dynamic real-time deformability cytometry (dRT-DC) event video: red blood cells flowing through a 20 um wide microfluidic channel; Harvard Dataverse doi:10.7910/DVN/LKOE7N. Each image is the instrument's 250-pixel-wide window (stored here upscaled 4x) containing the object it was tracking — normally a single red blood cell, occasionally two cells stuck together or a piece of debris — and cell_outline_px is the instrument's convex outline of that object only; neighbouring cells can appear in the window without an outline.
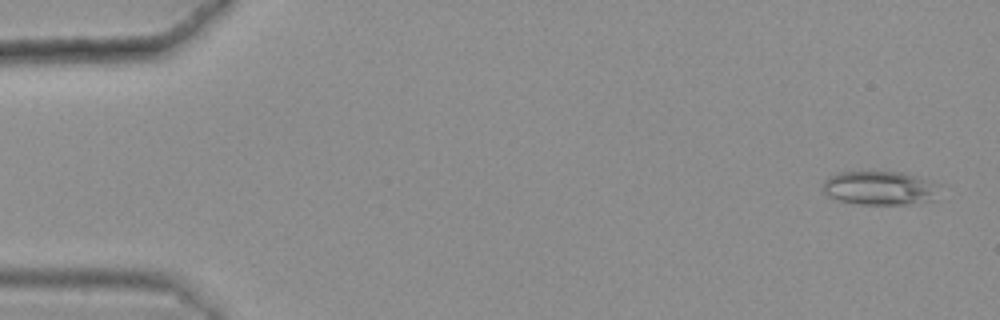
{"species": "common noctule bat (a hibernating species)", "species_latin": "Nyctalus noctula", "temperature_condition": "warm", "stored_images_in_passage": 49, "camera_frame_rate_fps": 3000, "um_per_image_px": 0.085, "animal": {"sex": "female", "body_mass_g": 25.1}, "frame": {"image": 1, "passage_image": 3, "time_ms": 0.667, "image_size_px": [1000, 320], "cell_outline_px": [[940, 184], [932, 200], [912, 204], [860, 204], [840, 200], [828, 196], [820, 188], [824, 180], [840, 172], [900, 172], [928, 180]], "centroid_in_image_um": [74.75, 15.99], "position_along_channel_um": 10.3, "area_um2": 22.77}}
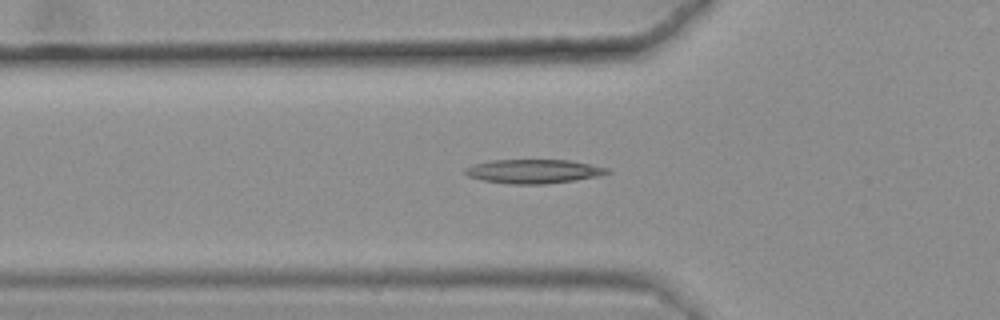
{"frame": {"image": 2, "passage_image": 20, "time_ms": 6.333, "image_size_px": [1000, 320], "cell_outline_px": [[612, 172], [596, 176], [576, 180], [544, 184], [508, 184], [484, 180], [468, 176], [464, 172], [464, 168], [472, 164], [488, 160], [568, 160], [608, 168]], "centroid_in_image_um": [45.3, 14.56], "position_along_channel_um": 80.5, "area_um2": 19.83}}
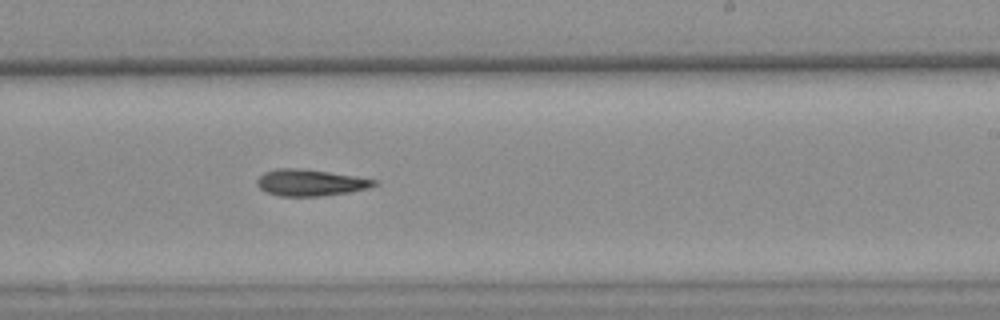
{"frame": {"image": 3, "passage_image": 35, "time_ms": 11.333, "image_size_px": [1000, 320], "cell_outline_px": [[376, 184], [368, 188], [348, 192], [320, 196], [280, 196], [264, 192], [256, 184], [256, 180], [264, 172], [276, 168], [304, 168], [376, 180]], "centroid_in_image_um": [26.29, 15.52], "position_along_channel_um": 262.7, "area_um2": 17.98}}